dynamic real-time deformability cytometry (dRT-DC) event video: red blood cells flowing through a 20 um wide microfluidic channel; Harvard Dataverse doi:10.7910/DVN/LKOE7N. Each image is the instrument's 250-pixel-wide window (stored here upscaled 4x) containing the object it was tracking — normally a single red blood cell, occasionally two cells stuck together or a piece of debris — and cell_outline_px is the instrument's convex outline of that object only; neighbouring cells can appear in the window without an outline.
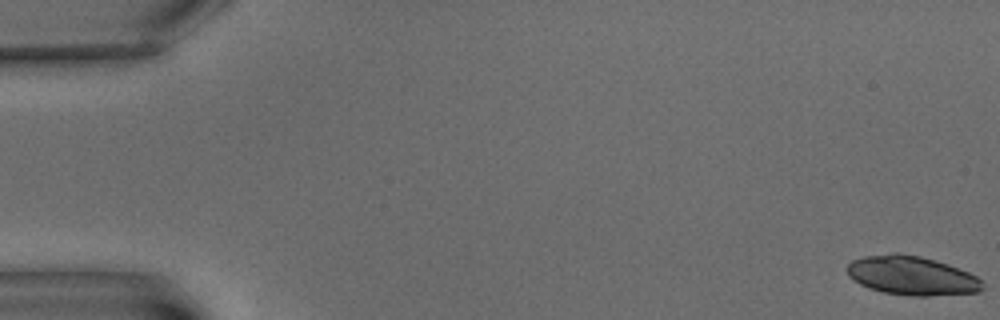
{"species": "common noctule bat (a hibernating species)", "species_latin": "Nyctalus noctula", "temperature_condition": "warm", "stored_images_in_passage": 7, "camera_frame_rate_fps": 3000, "um_per_image_px": 0.085, "animal": {"sex": "male", "body_mass_g": 15.6}, "frame": {"image": 1, "passage_image": 1, "time_ms": 0.0, "image_size_px": [1000, 320], "cell_outline_px": [[984, 288], [980, 292], [928, 296], [912, 296], [884, 292], [868, 288], [860, 284], [848, 276], [848, 264], [852, 260], [864, 256], [892, 252], [896, 252], [920, 256], [936, 260], [948, 264], [968, 272], [976, 276], [980, 280]], "centroid_in_image_um": [77.49, 23.42], "position_along_channel_um": 7.5, "area_um2": 30.87}}